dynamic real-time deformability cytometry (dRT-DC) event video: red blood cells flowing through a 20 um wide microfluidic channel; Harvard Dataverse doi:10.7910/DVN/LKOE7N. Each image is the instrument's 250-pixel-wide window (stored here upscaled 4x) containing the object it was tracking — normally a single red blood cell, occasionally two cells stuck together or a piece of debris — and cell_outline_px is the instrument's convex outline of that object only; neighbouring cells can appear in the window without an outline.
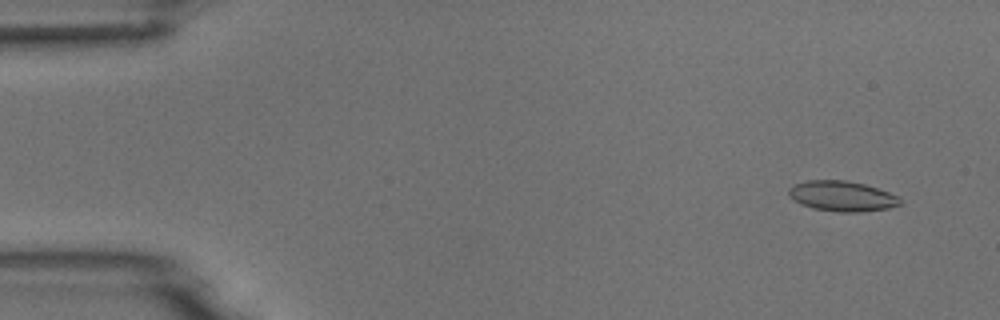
{"species": "common noctule bat (a hibernating species)", "species_latin": "Nyctalus noctula", "temperature_condition": "room temperature", "stored_images_in_passage": 6, "camera_frame_rate_fps": 3000, "um_per_image_px": 0.085, "animal": {"sex": "male", "body_mass_g": 18.8}, "frame": {"image": 1, "passage_image": 2, "time_ms": 1.0, "image_size_px": [1000, 320], "cell_outline_px": [[900, 204], [888, 208], [860, 212], [836, 212], [812, 208], [800, 204], [792, 200], [788, 196], [788, 188], [796, 184], [808, 180], [844, 180], [864, 184], [900, 196]], "centroid_in_image_um": [71.53, 16.68], "position_along_channel_um": 13.5, "area_um2": 19.71}}
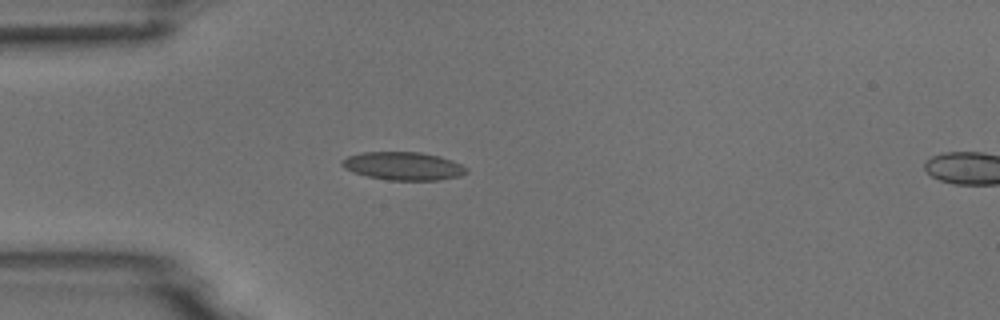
{"frame": {"image": 2, "passage_image": 5, "time_ms": 4.667, "image_size_px": [1000, 320], "cell_outline_px": [[468, 172], [460, 176], [440, 180], [388, 180], [368, 176], [352, 172], [344, 168], [340, 164], [340, 160], [348, 156], [360, 152], [420, 152], [440, 156], [452, 160], [468, 168]], "centroid_in_image_um": [34.27, 14.11], "position_along_channel_um": 50.7, "area_um2": 20.58}}